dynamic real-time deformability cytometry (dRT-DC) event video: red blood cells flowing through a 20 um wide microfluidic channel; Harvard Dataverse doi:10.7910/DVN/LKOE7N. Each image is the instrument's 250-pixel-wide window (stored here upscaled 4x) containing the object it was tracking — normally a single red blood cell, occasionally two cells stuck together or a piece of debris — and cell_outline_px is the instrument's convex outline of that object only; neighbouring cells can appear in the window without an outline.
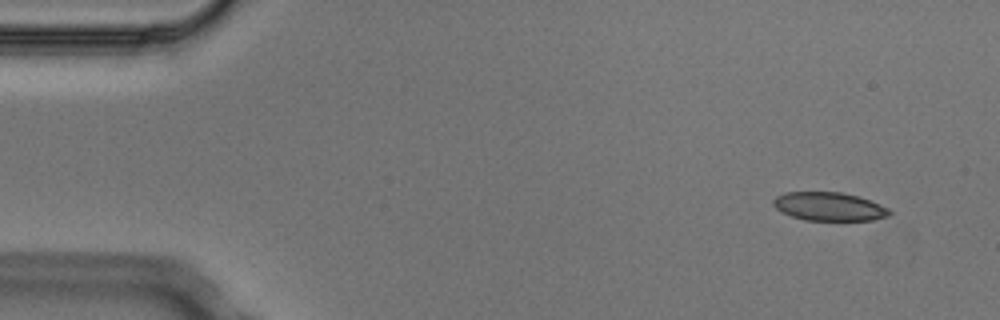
{"species": "Egyptian fruit bat (a non-hibernating species)", "species_latin": "Rousettus aegyptiacus", "temperature_condition": "cold", "stored_images_in_passage": 4, "camera_frame_rate_fps": 3000, "um_per_image_px": 0.085, "animal": {"sex": "male"}, "frame": {"image": 1, "passage_image": 1, "time_ms": 0.0, "image_size_px": [1000, 320], "cell_outline_px": [[892, 212], [888, 216], [872, 220], [804, 220], [792, 216], [776, 208], [772, 204], [772, 200], [776, 196], [784, 192], [840, 192], [856, 196], [880, 204], [888, 208]], "centroid_in_image_um": [70.45, 17.55], "position_along_channel_um": 14.5, "area_um2": 19.13}}
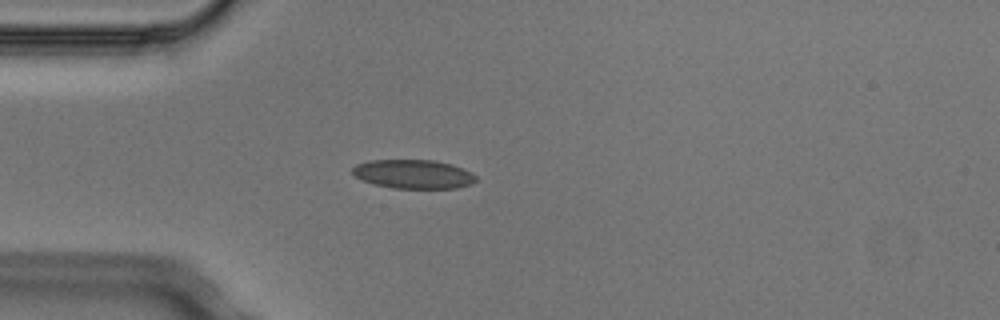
{"frame": {"image": 2, "passage_image": 4, "time_ms": 1.0, "image_size_px": [1000, 320], "cell_outline_px": [[476, 180], [472, 184], [456, 188], [392, 188], [376, 184], [364, 180], [356, 176], [352, 172], [352, 168], [356, 164], [372, 160], [436, 160], [452, 164], [472, 172], [476, 176]], "centroid_in_image_um": [35.18, 14.79], "position_along_channel_um": 49.8, "area_um2": 20.75}}